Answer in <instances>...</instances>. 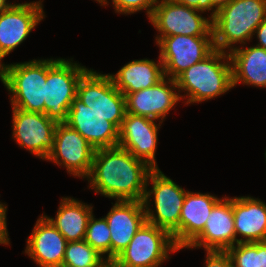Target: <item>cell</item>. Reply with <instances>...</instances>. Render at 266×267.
I'll return each instance as SVG.
<instances>
[{
  "label": "cell",
  "mask_w": 266,
  "mask_h": 267,
  "mask_svg": "<svg viewBox=\"0 0 266 267\" xmlns=\"http://www.w3.org/2000/svg\"><path fill=\"white\" fill-rule=\"evenodd\" d=\"M47 58L4 63L0 81L9 95L11 107L27 112L44 113Z\"/></svg>",
  "instance_id": "4"
},
{
  "label": "cell",
  "mask_w": 266,
  "mask_h": 267,
  "mask_svg": "<svg viewBox=\"0 0 266 267\" xmlns=\"http://www.w3.org/2000/svg\"><path fill=\"white\" fill-rule=\"evenodd\" d=\"M237 47L229 53L232 64L233 88L242 84L247 87L266 88V49L256 45Z\"/></svg>",
  "instance_id": "22"
},
{
  "label": "cell",
  "mask_w": 266,
  "mask_h": 267,
  "mask_svg": "<svg viewBox=\"0 0 266 267\" xmlns=\"http://www.w3.org/2000/svg\"><path fill=\"white\" fill-rule=\"evenodd\" d=\"M224 197L187 191L179 218V249L187 247L204 229L212 208Z\"/></svg>",
  "instance_id": "21"
},
{
  "label": "cell",
  "mask_w": 266,
  "mask_h": 267,
  "mask_svg": "<svg viewBox=\"0 0 266 267\" xmlns=\"http://www.w3.org/2000/svg\"><path fill=\"white\" fill-rule=\"evenodd\" d=\"M95 149L118 146L119 129L75 97L65 122Z\"/></svg>",
  "instance_id": "17"
},
{
  "label": "cell",
  "mask_w": 266,
  "mask_h": 267,
  "mask_svg": "<svg viewBox=\"0 0 266 267\" xmlns=\"http://www.w3.org/2000/svg\"><path fill=\"white\" fill-rule=\"evenodd\" d=\"M203 14L172 0H158L148 20L158 33L155 37L213 36L212 19Z\"/></svg>",
  "instance_id": "9"
},
{
  "label": "cell",
  "mask_w": 266,
  "mask_h": 267,
  "mask_svg": "<svg viewBox=\"0 0 266 267\" xmlns=\"http://www.w3.org/2000/svg\"><path fill=\"white\" fill-rule=\"evenodd\" d=\"M175 80L184 106L201 104L224 95L233 89L229 53L214 49L205 59L190 66Z\"/></svg>",
  "instance_id": "2"
},
{
  "label": "cell",
  "mask_w": 266,
  "mask_h": 267,
  "mask_svg": "<svg viewBox=\"0 0 266 267\" xmlns=\"http://www.w3.org/2000/svg\"><path fill=\"white\" fill-rule=\"evenodd\" d=\"M94 2H97L101 7H103L105 0H94Z\"/></svg>",
  "instance_id": "35"
},
{
  "label": "cell",
  "mask_w": 266,
  "mask_h": 267,
  "mask_svg": "<svg viewBox=\"0 0 266 267\" xmlns=\"http://www.w3.org/2000/svg\"><path fill=\"white\" fill-rule=\"evenodd\" d=\"M94 206L71 196L60 197L55 218L42 214L65 237L67 242L81 241L85 239L86 229Z\"/></svg>",
  "instance_id": "24"
},
{
  "label": "cell",
  "mask_w": 266,
  "mask_h": 267,
  "mask_svg": "<svg viewBox=\"0 0 266 267\" xmlns=\"http://www.w3.org/2000/svg\"><path fill=\"white\" fill-rule=\"evenodd\" d=\"M107 220L104 216L96 218L94 213L89 219L85 241L111 263V239Z\"/></svg>",
  "instance_id": "27"
},
{
  "label": "cell",
  "mask_w": 266,
  "mask_h": 267,
  "mask_svg": "<svg viewBox=\"0 0 266 267\" xmlns=\"http://www.w3.org/2000/svg\"><path fill=\"white\" fill-rule=\"evenodd\" d=\"M95 151L84 137L63 122L56 126L54 148L45 161L65 168L69 175L85 181L92 169Z\"/></svg>",
  "instance_id": "13"
},
{
  "label": "cell",
  "mask_w": 266,
  "mask_h": 267,
  "mask_svg": "<svg viewBox=\"0 0 266 267\" xmlns=\"http://www.w3.org/2000/svg\"><path fill=\"white\" fill-rule=\"evenodd\" d=\"M106 267H114L111 263H109Z\"/></svg>",
  "instance_id": "36"
},
{
  "label": "cell",
  "mask_w": 266,
  "mask_h": 267,
  "mask_svg": "<svg viewBox=\"0 0 266 267\" xmlns=\"http://www.w3.org/2000/svg\"><path fill=\"white\" fill-rule=\"evenodd\" d=\"M265 18L266 0H233L212 19L214 48L230 53L253 42L254 32Z\"/></svg>",
  "instance_id": "3"
},
{
  "label": "cell",
  "mask_w": 266,
  "mask_h": 267,
  "mask_svg": "<svg viewBox=\"0 0 266 267\" xmlns=\"http://www.w3.org/2000/svg\"><path fill=\"white\" fill-rule=\"evenodd\" d=\"M126 113L164 122L181 98L175 79L165 77L155 86L123 94Z\"/></svg>",
  "instance_id": "14"
},
{
  "label": "cell",
  "mask_w": 266,
  "mask_h": 267,
  "mask_svg": "<svg viewBox=\"0 0 266 267\" xmlns=\"http://www.w3.org/2000/svg\"><path fill=\"white\" fill-rule=\"evenodd\" d=\"M88 69L73 57L47 58L44 114L57 123L66 122L78 82Z\"/></svg>",
  "instance_id": "6"
},
{
  "label": "cell",
  "mask_w": 266,
  "mask_h": 267,
  "mask_svg": "<svg viewBox=\"0 0 266 267\" xmlns=\"http://www.w3.org/2000/svg\"><path fill=\"white\" fill-rule=\"evenodd\" d=\"M114 85L122 93H133L155 86L165 78L161 59L143 58L129 61L114 74L109 73Z\"/></svg>",
  "instance_id": "23"
},
{
  "label": "cell",
  "mask_w": 266,
  "mask_h": 267,
  "mask_svg": "<svg viewBox=\"0 0 266 267\" xmlns=\"http://www.w3.org/2000/svg\"><path fill=\"white\" fill-rule=\"evenodd\" d=\"M165 77L176 79L190 66L205 59L215 48L213 36L174 35L155 37Z\"/></svg>",
  "instance_id": "10"
},
{
  "label": "cell",
  "mask_w": 266,
  "mask_h": 267,
  "mask_svg": "<svg viewBox=\"0 0 266 267\" xmlns=\"http://www.w3.org/2000/svg\"><path fill=\"white\" fill-rule=\"evenodd\" d=\"M187 191L160 168L153 169L148 175L143 199L146 222L169 232L178 248L179 218Z\"/></svg>",
  "instance_id": "5"
},
{
  "label": "cell",
  "mask_w": 266,
  "mask_h": 267,
  "mask_svg": "<svg viewBox=\"0 0 266 267\" xmlns=\"http://www.w3.org/2000/svg\"><path fill=\"white\" fill-rule=\"evenodd\" d=\"M15 1L10 2L8 0H0V14L7 10Z\"/></svg>",
  "instance_id": "34"
},
{
  "label": "cell",
  "mask_w": 266,
  "mask_h": 267,
  "mask_svg": "<svg viewBox=\"0 0 266 267\" xmlns=\"http://www.w3.org/2000/svg\"><path fill=\"white\" fill-rule=\"evenodd\" d=\"M226 252L233 267H266V241L237 243Z\"/></svg>",
  "instance_id": "26"
},
{
  "label": "cell",
  "mask_w": 266,
  "mask_h": 267,
  "mask_svg": "<svg viewBox=\"0 0 266 267\" xmlns=\"http://www.w3.org/2000/svg\"><path fill=\"white\" fill-rule=\"evenodd\" d=\"M44 0L12 4L0 14V68L5 57L18 48L47 17Z\"/></svg>",
  "instance_id": "12"
},
{
  "label": "cell",
  "mask_w": 266,
  "mask_h": 267,
  "mask_svg": "<svg viewBox=\"0 0 266 267\" xmlns=\"http://www.w3.org/2000/svg\"><path fill=\"white\" fill-rule=\"evenodd\" d=\"M109 262L85 240L67 242L63 267H106Z\"/></svg>",
  "instance_id": "25"
},
{
  "label": "cell",
  "mask_w": 266,
  "mask_h": 267,
  "mask_svg": "<svg viewBox=\"0 0 266 267\" xmlns=\"http://www.w3.org/2000/svg\"><path fill=\"white\" fill-rule=\"evenodd\" d=\"M67 240L43 215H39L26 239L24 253L39 267H61Z\"/></svg>",
  "instance_id": "18"
},
{
  "label": "cell",
  "mask_w": 266,
  "mask_h": 267,
  "mask_svg": "<svg viewBox=\"0 0 266 267\" xmlns=\"http://www.w3.org/2000/svg\"><path fill=\"white\" fill-rule=\"evenodd\" d=\"M164 123L143 116L126 113L119 129L118 146L128 150L135 158L159 169L156 160L158 134Z\"/></svg>",
  "instance_id": "15"
},
{
  "label": "cell",
  "mask_w": 266,
  "mask_h": 267,
  "mask_svg": "<svg viewBox=\"0 0 266 267\" xmlns=\"http://www.w3.org/2000/svg\"><path fill=\"white\" fill-rule=\"evenodd\" d=\"M110 3L114 13L118 15L127 16L145 10L146 18L149 19L158 0H105L103 6H108Z\"/></svg>",
  "instance_id": "28"
},
{
  "label": "cell",
  "mask_w": 266,
  "mask_h": 267,
  "mask_svg": "<svg viewBox=\"0 0 266 267\" xmlns=\"http://www.w3.org/2000/svg\"><path fill=\"white\" fill-rule=\"evenodd\" d=\"M12 108V139L18 146L45 161L54 148L57 122L44 113Z\"/></svg>",
  "instance_id": "11"
},
{
  "label": "cell",
  "mask_w": 266,
  "mask_h": 267,
  "mask_svg": "<svg viewBox=\"0 0 266 267\" xmlns=\"http://www.w3.org/2000/svg\"><path fill=\"white\" fill-rule=\"evenodd\" d=\"M153 169L120 146L97 149L88 189L114 201H143L149 173Z\"/></svg>",
  "instance_id": "1"
},
{
  "label": "cell",
  "mask_w": 266,
  "mask_h": 267,
  "mask_svg": "<svg viewBox=\"0 0 266 267\" xmlns=\"http://www.w3.org/2000/svg\"><path fill=\"white\" fill-rule=\"evenodd\" d=\"M179 251L169 232L145 222L111 264L114 267H162Z\"/></svg>",
  "instance_id": "7"
},
{
  "label": "cell",
  "mask_w": 266,
  "mask_h": 267,
  "mask_svg": "<svg viewBox=\"0 0 266 267\" xmlns=\"http://www.w3.org/2000/svg\"><path fill=\"white\" fill-rule=\"evenodd\" d=\"M235 244L233 197L225 195L212 208L203 231L183 249L226 251Z\"/></svg>",
  "instance_id": "16"
},
{
  "label": "cell",
  "mask_w": 266,
  "mask_h": 267,
  "mask_svg": "<svg viewBox=\"0 0 266 267\" xmlns=\"http://www.w3.org/2000/svg\"><path fill=\"white\" fill-rule=\"evenodd\" d=\"M234 228L237 243L266 241V203L247 196L233 197Z\"/></svg>",
  "instance_id": "20"
},
{
  "label": "cell",
  "mask_w": 266,
  "mask_h": 267,
  "mask_svg": "<svg viewBox=\"0 0 266 267\" xmlns=\"http://www.w3.org/2000/svg\"><path fill=\"white\" fill-rule=\"evenodd\" d=\"M8 205L0 201V245L10 246V236L7 228V210Z\"/></svg>",
  "instance_id": "31"
},
{
  "label": "cell",
  "mask_w": 266,
  "mask_h": 267,
  "mask_svg": "<svg viewBox=\"0 0 266 267\" xmlns=\"http://www.w3.org/2000/svg\"><path fill=\"white\" fill-rule=\"evenodd\" d=\"M104 216L111 239V262L128 246L139 228L146 222L143 201H114Z\"/></svg>",
  "instance_id": "19"
},
{
  "label": "cell",
  "mask_w": 266,
  "mask_h": 267,
  "mask_svg": "<svg viewBox=\"0 0 266 267\" xmlns=\"http://www.w3.org/2000/svg\"><path fill=\"white\" fill-rule=\"evenodd\" d=\"M253 38H257L256 46L266 49V18L264 21L256 28Z\"/></svg>",
  "instance_id": "32"
},
{
  "label": "cell",
  "mask_w": 266,
  "mask_h": 267,
  "mask_svg": "<svg viewBox=\"0 0 266 267\" xmlns=\"http://www.w3.org/2000/svg\"><path fill=\"white\" fill-rule=\"evenodd\" d=\"M233 0H210L211 5L219 11L222 7L227 6Z\"/></svg>",
  "instance_id": "33"
},
{
  "label": "cell",
  "mask_w": 266,
  "mask_h": 267,
  "mask_svg": "<svg viewBox=\"0 0 266 267\" xmlns=\"http://www.w3.org/2000/svg\"><path fill=\"white\" fill-rule=\"evenodd\" d=\"M203 267H233L229 254L226 251L205 250Z\"/></svg>",
  "instance_id": "29"
},
{
  "label": "cell",
  "mask_w": 266,
  "mask_h": 267,
  "mask_svg": "<svg viewBox=\"0 0 266 267\" xmlns=\"http://www.w3.org/2000/svg\"><path fill=\"white\" fill-rule=\"evenodd\" d=\"M76 97L120 129L126 115V99L109 73L88 69L78 82Z\"/></svg>",
  "instance_id": "8"
},
{
  "label": "cell",
  "mask_w": 266,
  "mask_h": 267,
  "mask_svg": "<svg viewBox=\"0 0 266 267\" xmlns=\"http://www.w3.org/2000/svg\"><path fill=\"white\" fill-rule=\"evenodd\" d=\"M178 4L193 8L197 11L203 12L204 14L213 19L218 12L212 5L210 0H172ZM207 12V13H206ZM210 13V15H209Z\"/></svg>",
  "instance_id": "30"
}]
</instances>
